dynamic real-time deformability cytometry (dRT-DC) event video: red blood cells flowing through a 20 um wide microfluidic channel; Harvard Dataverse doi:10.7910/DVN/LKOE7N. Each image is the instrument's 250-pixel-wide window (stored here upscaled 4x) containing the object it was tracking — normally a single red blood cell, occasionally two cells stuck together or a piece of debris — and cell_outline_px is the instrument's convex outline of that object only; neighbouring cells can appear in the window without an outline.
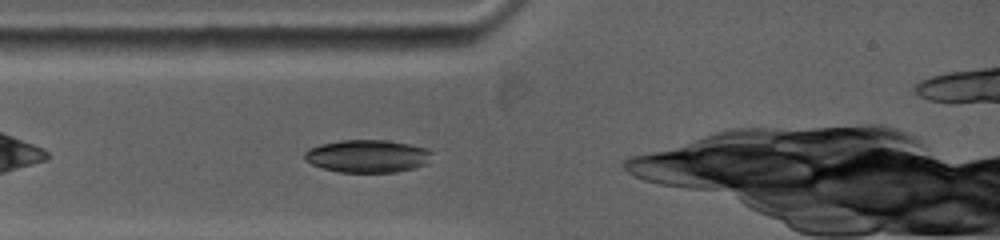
{"species": "common noctule bat (a hibernating species)", "species_latin": "Nyctalus noctula", "temperature_condition": "warm", "stored_images_in_passage": 2, "camera_frame_rate_fps": 5000, "um_per_image_px": 0.085, "animal": {"sex": "female", "body_mass_g": 19.0, "forearm_length_mm": 53.3}, "frame": {"image": 1, "passage_image": 2, "time_ms": 0.8, "image_size_px": [1000, 240], "cell_outline_px": [[432, 152], [428, 164], [396, 172], [336, 172], [312, 164], [304, 160], [304, 152], [308, 148], [320, 144], [340, 140], [384, 140], [408, 144], [424, 148]], "centroid_in_image_um": [31.2, 13.27], "position_along_channel_um": 53.8, "area_um2": 24.28}}